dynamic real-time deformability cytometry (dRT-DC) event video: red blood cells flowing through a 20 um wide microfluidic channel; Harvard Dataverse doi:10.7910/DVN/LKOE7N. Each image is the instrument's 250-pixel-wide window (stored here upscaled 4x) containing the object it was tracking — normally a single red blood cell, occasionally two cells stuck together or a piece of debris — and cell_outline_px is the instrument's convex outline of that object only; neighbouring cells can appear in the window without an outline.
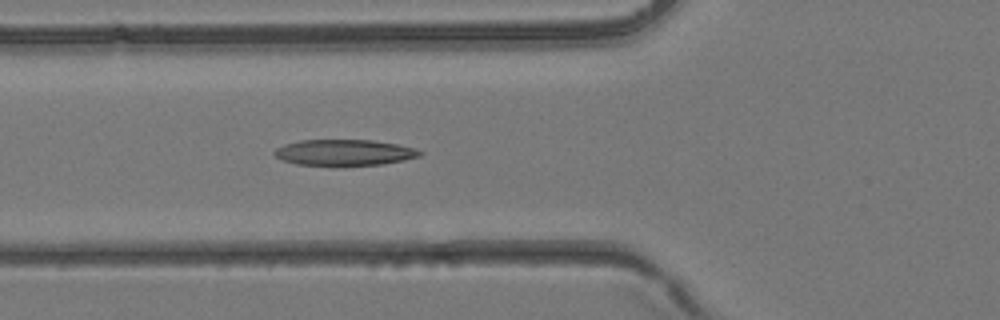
{"species": "common noctule bat (a hibernating species)", "species_latin": "Nyctalus noctula", "temperature_condition": "room temperature", "stored_images_in_passage": 40, "camera_frame_rate_fps": 3000, "um_per_image_px": 0.085, "animal": {"sex": "female", "body_mass_g": 24.6, "forearm_length_mm": 56.2}, "frame": {"image": 1, "passage_image": 15, "time_ms": 4.667, "image_size_px": [1000, 320], "cell_outline_px": [[424, 152], [420, 156], [404, 160], [384, 164], [296, 164], [284, 160], [276, 156], [272, 152], [276, 148], [284, 144], [300, 140], [372, 140], [396, 144], [416, 148]], "centroid_in_image_um": [29.29, 12.94], "position_along_channel_um": 96.5, "area_um2": 21.62}}
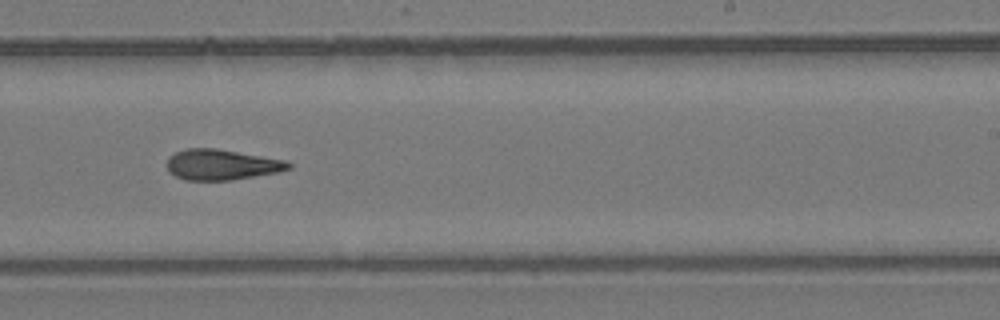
{"frame": {"image": 2, "passage_image": 25, "time_ms": 8.0, "image_size_px": [1000, 320], "cell_outline_px": [[292, 168], [280, 172], [232, 180], [184, 180], [168, 172], [168, 156], [184, 148], [216, 148], [284, 160], [292, 164]], "centroid_in_image_um": [18.83, 14.0], "position_along_channel_um": 270.2, "area_um2": 21.73}}
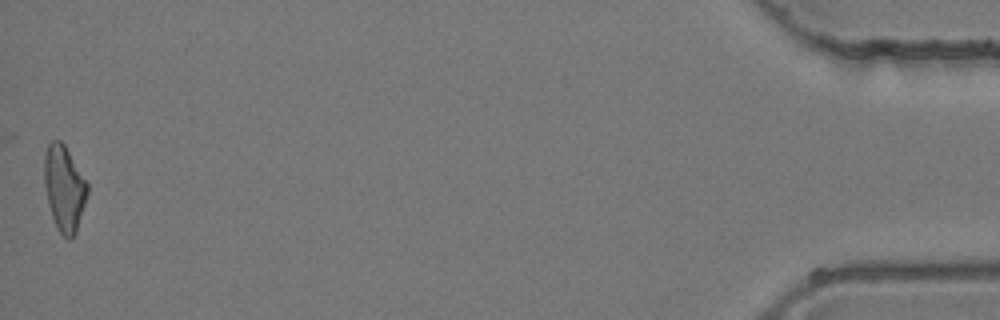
{"frame": {"image": 3, "passage_image": 40, "time_ms": 13.0, "image_size_px": [1000, 320], "cell_outline_px": [[88, 192], [76, 232], [68, 240], [60, 232], [52, 216], [48, 204], [44, 184], [44, 156], [48, 144], [52, 140], [60, 140], [64, 144], [88, 184]], "centroid_in_image_um": [5.45, 15.98], "position_along_channel_um": 429.8, "area_um2": 21.21}}